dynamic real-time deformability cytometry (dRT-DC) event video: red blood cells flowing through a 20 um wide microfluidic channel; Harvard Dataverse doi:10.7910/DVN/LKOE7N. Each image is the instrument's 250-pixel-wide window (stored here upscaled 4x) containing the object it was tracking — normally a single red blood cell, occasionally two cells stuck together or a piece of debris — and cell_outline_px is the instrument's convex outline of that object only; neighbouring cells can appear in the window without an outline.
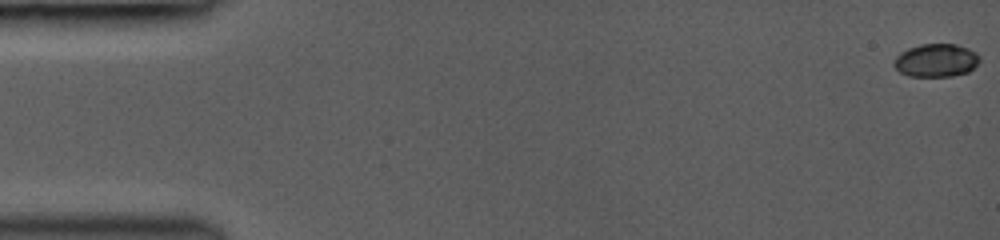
{"species": "common noctule bat (a hibernating species)", "species_latin": "Nyctalus noctula", "temperature_condition": "room temperature", "stored_images_in_passage": 16, "camera_frame_rate_fps": 3000, "um_per_image_px": 0.085, "animal": {"sex": "female", "body_mass_g": 19.0, "forearm_length_mm": 53.3}, "frame": {"image": 1, "passage_image": 1, "time_ms": 0.0, "image_size_px": [1000, 240], "cell_outline_px": [[980, 60], [968, 72], [952, 76], [908, 76], [900, 72], [892, 64], [896, 56], [900, 52], [908, 48], [920, 44], [956, 44], [968, 48], [976, 52], [980, 56]], "centroid_in_image_um": [79.55, 5.12], "position_along_channel_um": 5.4, "area_um2": 16.59}}
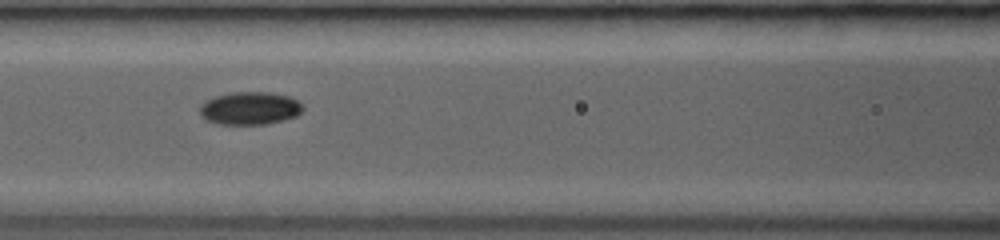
{"frame": {"image": 2, "passage_image": 12, "time_ms": 7.0, "image_size_px": [1000, 240], "cell_outline_px": [[304, 108], [296, 116], [284, 120], [268, 124], [216, 124], [204, 120], [200, 116], [200, 104], [216, 96], [232, 92], [268, 92], [288, 96], [296, 100]], "centroid_in_image_um": [21.2, 9.21], "position_along_channel_um": 145.4, "area_um2": 19.77}}
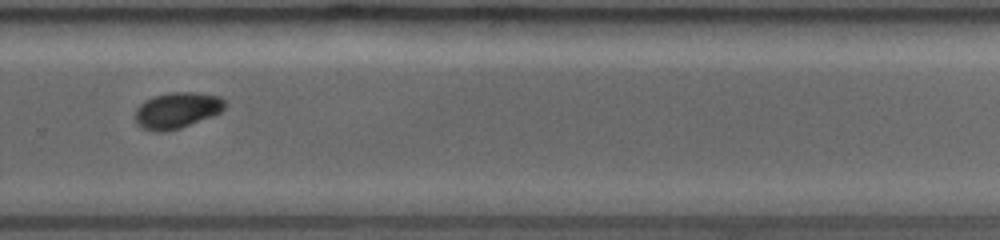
{"frame": {"image": 3, "passage_image": 16, "time_ms": 11.0, "image_size_px": [1000, 240], "cell_outline_px": [[228, 104], [220, 112], [212, 116], [180, 128], [164, 132], [156, 132], [140, 128], [136, 124], [132, 116], [136, 108], [144, 100], [152, 96], [172, 92], [196, 92], [220, 96]], "centroid_in_image_um": [14.99, 9.38], "position_along_channel_um": 314.8, "area_um2": 19.31}}